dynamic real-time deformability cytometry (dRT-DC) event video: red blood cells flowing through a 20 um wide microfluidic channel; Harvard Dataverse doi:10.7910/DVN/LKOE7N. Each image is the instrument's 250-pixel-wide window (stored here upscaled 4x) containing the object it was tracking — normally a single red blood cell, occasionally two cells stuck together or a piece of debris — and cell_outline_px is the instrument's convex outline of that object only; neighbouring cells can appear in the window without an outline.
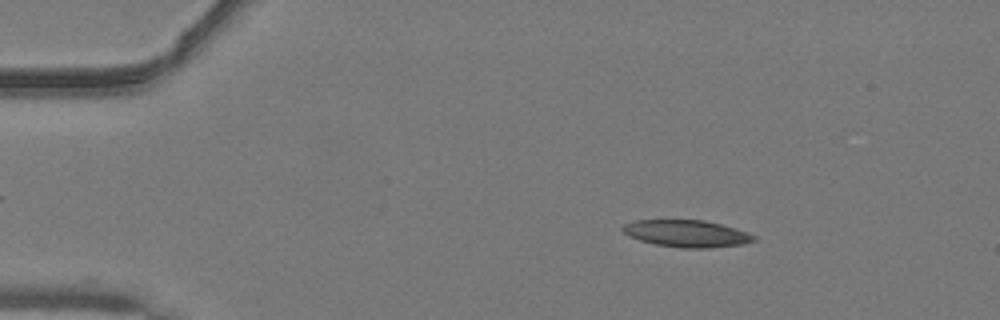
{"species": "common noctule bat (a hibernating species)", "species_latin": "Nyctalus noctula", "temperature_condition": "warm", "stored_images_in_passage": 48, "camera_frame_rate_fps": 3000, "um_per_image_px": 0.085, "animal": {"sex": "male", "body_mass_g": 19.2, "forearm_length_mm": 51.8}, "frame": {"image": 1, "passage_image": 6, "time_ms": 1.667, "image_size_px": [1000, 320], "cell_outline_px": [[756, 240], [744, 244], [708, 248], [680, 248], [656, 244], [640, 240], [624, 232], [620, 228], [624, 224], [632, 220], [704, 220], [736, 228], [748, 232], [756, 236]], "centroid_in_image_um": [58.4, 19.85], "position_along_channel_um": 26.6, "area_um2": 20.63}}
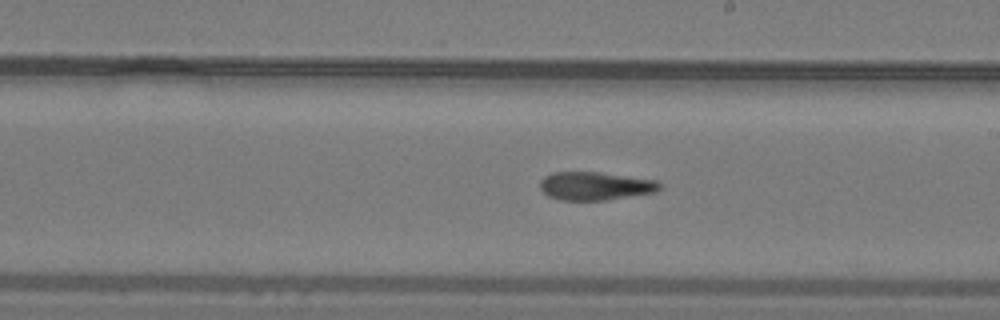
{"frame": {"image": 2, "passage_image": 27, "time_ms": 8.667, "image_size_px": [1000, 320], "cell_outline_px": [[660, 188], [656, 192], [604, 200], [560, 200], [548, 196], [540, 188], [540, 180], [544, 176], [552, 172], [600, 172], [656, 180], [660, 184]], "centroid_in_image_um": [50.56, 15.8], "position_along_channel_um": 238.4, "area_um2": 19.65}}
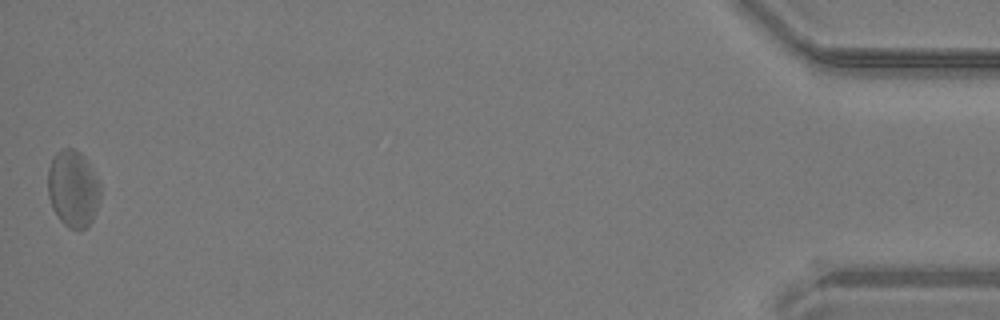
{"frame": {"image": 3, "passage_image": 48, "time_ms": 15.667, "image_size_px": [1000, 320], "cell_outline_px": [[100, 196], [92, 220], [84, 228], [72, 228], [64, 224], [60, 220], [52, 208], [48, 196], [48, 168], [56, 152], [60, 148], [76, 148], [84, 156], [100, 180]], "centroid_in_image_um": [6.2, 15.98], "position_along_channel_um": 429.0, "area_um2": 23.52}, "authors_computed_cell_mechanics": {"area_um2": 20.6635, "velocity_mm_per_s": 4.0765, "shape_relaxation_time_tau1_ms": null, "shape_relaxation_time_tau2_ms": 5.5094, "deformation_change_tau1": null, "deformation_change_tau2": 0.1608}}